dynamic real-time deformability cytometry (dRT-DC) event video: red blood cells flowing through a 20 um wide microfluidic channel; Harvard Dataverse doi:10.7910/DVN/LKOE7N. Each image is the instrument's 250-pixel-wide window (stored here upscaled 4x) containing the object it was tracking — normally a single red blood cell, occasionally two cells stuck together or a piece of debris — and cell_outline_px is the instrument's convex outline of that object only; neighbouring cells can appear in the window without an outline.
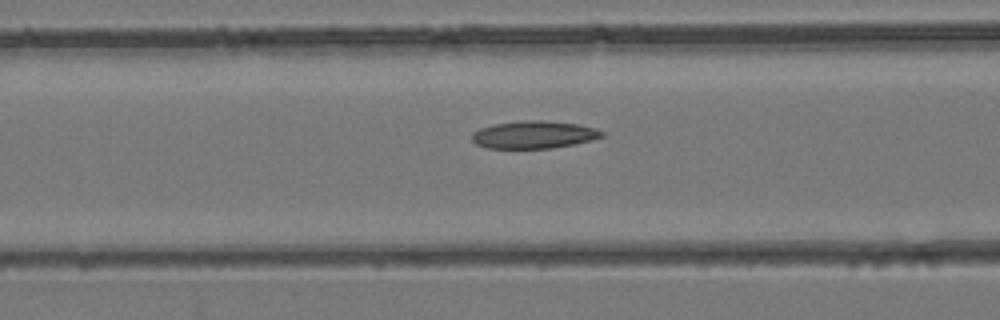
{"species": "common noctule bat (a hibernating species)", "species_latin": "Nyctalus noctula", "temperature_condition": "room temperature", "stored_images_in_passage": 39, "camera_frame_rate_fps": 3000, "um_per_image_px": 0.085, "animal": {"sex": "female", "body_mass_g": 24.6, "forearm_length_mm": 56.2}, "frame": {"image": 1, "passage_image": 16, "time_ms": 5.0, "image_size_px": [1000, 320], "cell_outline_px": [[604, 136], [592, 140], [552, 148], [488, 148], [476, 144], [472, 140], [472, 132], [480, 128], [496, 124], [524, 120], [544, 120], [576, 124], [596, 128], [604, 132]], "centroid_in_image_um": [45.38, 11.44], "position_along_channel_um": 121.2, "area_um2": 20.75}}
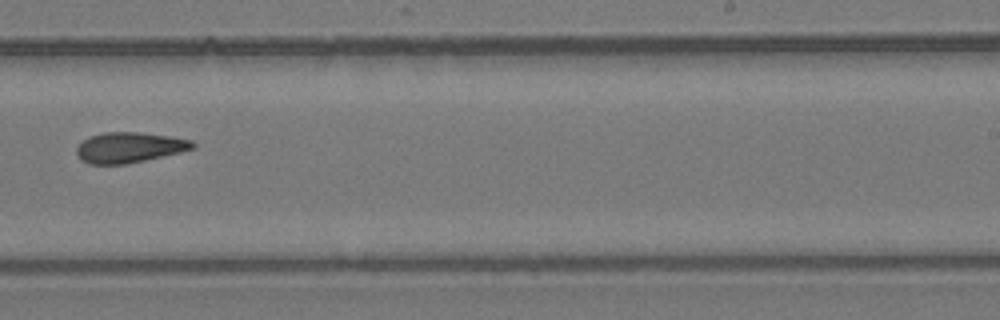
{"frame": {"image": 2, "passage_image": 25, "time_ms": 8.0, "image_size_px": [1000, 320], "cell_outline_px": [[196, 148], [180, 152], [144, 160], [124, 164], [88, 164], [80, 160], [76, 152], [76, 148], [84, 140], [92, 136], [104, 132], [140, 132], [168, 136], [192, 140], [196, 144]], "centroid_in_image_um": [10.99, 12.53], "position_along_channel_um": 278.0, "area_um2": 20.46}}
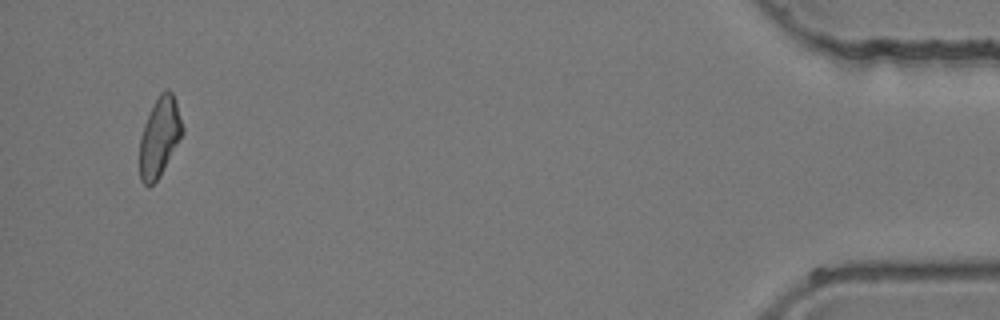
{"frame": {"image": 3, "passage_image": 38, "time_ms": 12.333, "image_size_px": [1000, 320], "cell_outline_px": [[184, 132], [160, 176], [152, 184], [144, 184], [140, 180], [140, 136], [144, 124], [160, 92], [164, 88], [168, 88], [172, 92], [176, 100], [184, 128]], "centroid_in_image_um": [13.58, 11.61], "position_along_channel_um": 421.6, "area_um2": 19.65}}